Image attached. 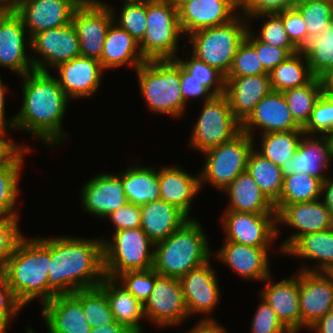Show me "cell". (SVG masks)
Here are the masks:
<instances>
[{"label":"cell","instance_id":"cell-32","mask_svg":"<svg viewBox=\"0 0 333 333\" xmlns=\"http://www.w3.org/2000/svg\"><path fill=\"white\" fill-rule=\"evenodd\" d=\"M223 192L229 196V205L224 211L277 214L274 204L247 171L242 172Z\"/></svg>","mask_w":333,"mask_h":333},{"label":"cell","instance_id":"cell-12","mask_svg":"<svg viewBox=\"0 0 333 333\" xmlns=\"http://www.w3.org/2000/svg\"><path fill=\"white\" fill-rule=\"evenodd\" d=\"M145 320L157 327H172L189 318L186 301L178 278L159 275L148 300L144 303Z\"/></svg>","mask_w":333,"mask_h":333},{"label":"cell","instance_id":"cell-37","mask_svg":"<svg viewBox=\"0 0 333 333\" xmlns=\"http://www.w3.org/2000/svg\"><path fill=\"white\" fill-rule=\"evenodd\" d=\"M246 171L273 204L280 199L284 180L281 169L259 154L255 147L248 157Z\"/></svg>","mask_w":333,"mask_h":333},{"label":"cell","instance_id":"cell-58","mask_svg":"<svg viewBox=\"0 0 333 333\" xmlns=\"http://www.w3.org/2000/svg\"><path fill=\"white\" fill-rule=\"evenodd\" d=\"M180 82L181 94L186 104L189 103V100H193V98L200 100L203 99V103L214 96V94L205 85L189 74L182 66Z\"/></svg>","mask_w":333,"mask_h":333},{"label":"cell","instance_id":"cell-17","mask_svg":"<svg viewBox=\"0 0 333 333\" xmlns=\"http://www.w3.org/2000/svg\"><path fill=\"white\" fill-rule=\"evenodd\" d=\"M31 37L17 13H8L0 21V66L24 76L34 70Z\"/></svg>","mask_w":333,"mask_h":333},{"label":"cell","instance_id":"cell-47","mask_svg":"<svg viewBox=\"0 0 333 333\" xmlns=\"http://www.w3.org/2000/svg\"><path fill=\"white\" fill-rule=\"evenodd\" d=\"M183 59V60H182ZM177 57L176 60L180 65L194 78L205 85L214 95L225 94V76L217 69L209 66L201 60H198L191 54L190 60L188 55L185 58Z\"/></svg>","mask_w":333,"mask_h":333},{"label":"cell","instance_id":"cell-71","mask_svg":"<svg viewBox=\"0 0 333 333\" xmlns=\"http://www.w3.org/2000/svg\"><path fill=\"white\" fill-rule=\"evenodd\" d=\"M25 333H36V331H34V329H32V327L27 326L26 328V332Z\"/></svg>","mask_w":333,"mask_h":333},{"label":"cell","instance_id":"cell-72","mask_svg":"<svg viewBox=\"0 0 333 333\" xmlns=\"http://www.w3.org/2000/svg\"><path fill=\"white\" fill-rule=\"evenodd\" d=\"M329 273L333 276V269Z\"/></svg>","mask_w":333,"mask_h":333},{"label":"cell","instance_id":"cell-36","mask_svg":"<svg viewBox=\"0 0 333 333\" xmlns=\"http://www.w3.org/2000/svg\"><path fill=\"white\" fill-rule=\"evenodd\" d=\"M268 74L272 90L278 92L304 86L315 77L300 50L289 55Z\"/></svg>","mask_w":333,"mask_h":333},{"label":"cell","instance_id":"cell-29","mask_svg":"<svg viewBox=\"0 0 333 333\" xmlns=\"http://www.w3.org/2000/svg\"><path fill=\"white\" fill-rule=\"evenodd\" d=\"M160 199L182 210L190 219V210L201 191L199 174H189L179 165L160 167L158 171Z\"/></svg>","mask_w":333,"mask_h":333},{"label":"cell","instance_id":"cell-67","mask_svg":"<svg viewBox=\"0 0 333 333\" xmlns=\"http://www.w3.org/2000/svg\"><path fill=\"white\" fill-rule=\"evenodd\" d=\"M175 10H179L185 4H187L190 0H166Z\"/></svg>","mask_w":333,"mask_h":333},{"label":"cell","instance_id":"cell-55","mask_svg":"<svg viewBox=\"0 0 333 333\" xmlns=\"http://www.w3.org/2000/svg\"><path fill=\"white\" fill-rule=\"evenodd\" d=\"M277 14L282 18L283 26L289 39L301 50L309 39L302 15L295 7L285 9Z\"/></svg>","mask_w":333,"mask_h":333},{"label":"cell","instance_id":"cell-28","mask_svg":"<svg viewBox=\"0 0 333 333\" xmlns=\"http://www.w3.org/2000/svg\"><path fill=\"white\" fill-rule=\"evenodd\" d=\"M225 95L233 116L242 123L261 99L272 91L269 74L225 77Z\"/></svg>","mask_w":333,"mask_h":333},{"label":"cell","instance_id":"cell-62","mask_svg":"<svg viewBox=\"0 0 333 333\" xmlns=\"http://www.w3.org/2000/svg\"><path fill=\"white\" fill-rule=\"evenodd\" d=\"M8 92V86L6 84H3V81L0 77V124L7 125L10 127H13V123L15 120V115L12 116V118H6L5 115V100H6V94Z\"/></svg>","mask_w":333,"mask_h":333},{"label":"cell","instance_id":"cell-46","mask_svg":"<svg viewBox=\"0 0 333 333\" xmlns=\"http://www.w3.org/2000/svg\"><path fill=\"white\" fill-rule=\"evenodd\" d=\"M263 18L264 22L260 28V32H252L260 41L272 46L285 48L290 54L296 53L299 49L291 42L288 34L283 26L282 18L277 13H262L250 16L248 22L253 19Z\"/></svg>","mask_w":333,"mask_h":333},{"label":"cell","instance_id":"cell-16","mask_svg":"<svg viewBox=\"0 0 333 333\" xmlns=\"http://www.w3.org/2000/svg\"><path fill=\"white\" fill-rule=\"evenodd\" d=\"M210 263L211 260L179 278L189 318L194 314H205L200 320H215L209 316L219 305L221 293L216 272Z\"/></svg>","mask_w":333,"mask_h":333},{"label":"cell","instance_id":"cell-42","mask_svg":"<svg viewBox=\"0 0 333 333\" xmlns=\"http://www.w3.org/2000/svg\"><path fill=\"white\" fill-rule=\"evenodd\" d=\"M300 51L315 77L320 78L333 68V23L320 35L309 38Z\"/></svg>","mask_w":333,"mask_h":333},{"label":"cell","instance_id":"cell-3","mask_svg":"<svg viewBox=\"0 0 333 333\" xmlns=\"http://www.w3.org/2000/svg\"><path fill=\"white\" fill-rule=\"evenodd\" d=\"M48 267L49 237L30 239L23 235L7 260L4 273L24 308L37 298L42 306L55 296L47 288Z\"/></svg>","mask_w":333,"mask_h":333},{"label":"cell","instance_id":"cell-40","mask_svg":"<svg viewBox=\"0 0 333 333\" xmlns=\"http://www.w3.org/2000/svg\"><path fill=\"white\" fill-rule=\"evenodd\" d=\"M303 130L272 132L261 134L259 149L255 150L264 158L281 167L294 155L301 140Z\"/></svg>","mask_w":333,"mask_h":333},{"label":"cell","instance_id":"cell-27","mask_svg":"<svg viewBox=\"0 0 333 333\" xmlns=\"http://www.w3.org/2000/svg\"><path fill=\"white\" fill-rule=\"evenodd\" d=\"M41 315L48 333H90L92 329L73 293L55 295L42 305Z\"/></svg>","mask_w":333,"mask_h":333},{"label":"cell","instance_id":"cell-53","mask_svg":"<svg viewBox=\"0 0 333 333\" xmlns=\"http://www.w3.org/2000/svg\"><path fill=\"white\" fill-rule=\"evenodd\" d=\"M252 318L250 333H292L263 298Z\"/></svg>","mask_w":333,"mask_h":333},{"label":"cell","instance_id":"cell-6","mask_svg":"<svg viewBox=\"0 0 333 333\" xmlns=\"http://www.w3.org/2000/svg\"><path fill=\"white\" fill-rule=\"evenodd\" d=\"M249 24L239 12L225 24L196 30L185 38L192 46L193 56L226 76L239 45L245 40Z\"/></svg>","mask_w":333,"mask_h":333},{"label":"cell","instance_id":"cell-1","mask_svg":"<svg viewBox=\"0 0 333 333\" xmlns=\"http://www.w3.org/2000/svg\"><path fill=\"white\" fill-rule=\"evenodd\" d=\"M21 78L23 99L12 128L28 132L47 148L65 142L67 135L62 130L63 118L71 101L55 75L34 69Z\"/></svg>","mask_w":333,"mask_h":333},{"label":"cell","instance_id":"cell-4","mask_svg":"<svg viewBox=\"0 0 333 333\" xmlns=\"http://www.w3.org/2000/svg\"><path fill=\"white\" fill-rule=\"evenodd\" d=\"M207 234L193 217L165 240L154 244L153 269L162 276L181 278L211 259Z\"/></svg>","mask_w":333,"mask_h":333},{"label":"cell","instance_id":"cell-70","mask_svg":"<svg viewBox=\"0 0 333 333\" xmlns=\"http://www.w3.org/2000/svg\"><path fill=\"white\" fill-rule=\"evenodd\" d=\"M8 14V12L4 10H0V21Z\"/></svg>","mask_w":333,"mask_h":333},{"label":"cell","instance_id":"cell-59","mask_svg":"<svg viewBox=\"0 0 333 333\" xmlns=\"http://www.w3.org/2000/svg\"><path fill=\"white\" fill-rule=\"evenodd\" d=\"M8 129L12 130L13 128L0 124V168L11 163L26 147L32 148L28 144L20 145V143L10 140L13 138L6 136V133H9ZM7 138H9V140Z\"/></svg>","mask_w":333,"mask_h":333},{"label":"cell","instance_id":"cell-68","mask_svg":"<svg viewBox=\"0 0 333 333\" xmlns=\"http://www.w3.org/2000/svg\"><path fill=\"white\" fill-rule=\"evenodd\" d=\"M324 136L327 139L328 147H329L332 159H333V129L331 131L327 132Z\"/></svg>","mask_w":333,"mask_h":333},{"label":"cell","instance_id":"cell-15","mask_svg":"<svg viewBox=\"0 0 333 333\" xmlns=\"http://www.w3.org/2000/svg\"><path fill=\"white\" fill-rule=\"evenodd\" d=\"M282 224L296 230L281 242L278 251L284 254L301 236L332 228L333 217L322 199H319L285 205L277 213V226Z\"/></svg>","mask_w":333,"mask_h":333},{"label":"cell","instance_id":"cell-57","mask_svg":"<svg viewBox=\"0 0 333 333\" xmlns=\"http://www.w3.org/2000/svg\"><path fill=\"white\" fill-rule=\"evenodd\" d=\"M105 219H110L109 221H111L115 228L114 231L141 228L140 206L128 202L110 213Z\"/></svg>","mask_w":333,"mask_h":333},{"label":"cell","instance_id":"cell-39","mask_svg":"<svg viewBox=\"0 0 333 333\" xmlns=\"http://www.w3.org/2000/svg\"><path fill=\"white\" fill-rule=\"evenodd\" d=\"M322 181L304 173L284 177L280 199L274 204L276 213L285 205L321 199Z\"/></svg>","mask_w":333,"mask_h":333},{"label":"cell","instance_id":"cell-9","mask_svg":"<svg viewBox=\"0 0 333 333\" xmlns=\"http://www.w3.org/2000/svg\"><path fill=\"white\" fill-rule=\"evenodd\" d=\"M147 27L139 42L140 51L146 60L176 59L180 37L178 11L166 0L147 1Z\"/></svg>","mask_w":333,"mask_h":333},{"label":"cell","instance_id":"cell-66","mask_svg":"<svg viewBox=\"0 0 333 333\" xmlns=\"http://www.w3.org/2000/svg\"><path fill=\"white\" fill-rule=\"evenodd\" d=\"M320 78L323 85V92L327 95L333 96V68L328 70Z\"/></svg>","mask_w":333,"mask_h":333},{"label":"cell","instance_id":"cell-43","mask_svg":"<svg viewBox=\"0 0 333 333\" xmlns=\"http://www.w3.org/2000/svg\"><path fill=\"white\" fill-rule=\"evenodd\" d=\"M73 294L81 301L83 313L91 328L116 322L106 293L99 286L81 289Z\"/></svg>","mask_w":333,"mask_h":333},{"label":"cell","instance_id":"cell-50","mask_svg":"<svg viewBox=\"0 0 333 333\" xmlns=\"http://www.w3.org/2000/svg\"><path fill=\"white\" fill-rule=\"evenodd\" d=\"M302 129L308 135H325L333 129V96L322 94Z\"/></svg>","mask_w":333,"mask_h":333},{"label":"cell","instance_id":"cell-41","mask_svg":"<svg viewBox=\"0 0 333 333\" xmlns=\"http://www.w3.org/2000/svg\"><path fill=\"white\" fill-rule=\"evenodd\" d=\"M323 93V85L319 77H314L304 86L283 92L294 120L302 128L309 121L313 108Z\"/></svg>","mask_w":333,"mask_h":333},{"label":"cell","instance_id":"cell-24","mask_svg":"<svg viewBox=\"0 0 333 333\" xmlns=\"http://www.w3.org/2000/svg\"><path fill=\"white\" fill-rule=\"evenodd\" d=\"M83 0H26L17 14L30 37L47 29L66 26Z\"/></svg>","mask_w":333,"mask_h":333},{"label":"cell","instance_id":"cell-48","mask_svg":"<svg viewBox=\"0 0 333 333\" xmlns=\"http://www.w3.org/2000/svg\"><path fill=\"white\" fill-rule=\"evenodd\" d=\"M268 74L260 61L256 49L245 39L238 47L231 67L225 77H242Z\"/></svg>","mask_w":333,"mask_h":333},{"label":"cell","instance_id":"cell-11","mask_svg":"<svg viewBox=\"0 0 333 333\" xmlns=\"http://www.w3.org/2000/svg\"><path fill=\"white\" fill-rule=\"evenodd\" d=\"M220 223L225 232V241L253 247H271L281 234L277 214L224 211Z\"/></svg>","mask_w":333,"mask_h":333},{"label":"cell","instance_id":"cell-7","mask_svg":"<svg viewBox=\"0 0 333 333\" xmlns=\"http://www.w3.org/2000/svg\"><path fill=\"white\" fill-rule=\"evenodd\" d=\"M106 277L116 279L127 271H145L154 265V243L141 228L114 231L110 240L100 237Z\"/></svg>","mask_w":333,"mask_h":333},{"label":"cell","instance_id":"cell-38","mask_svg":"<svg viewBox=\"0 0 333 333\" xmlns=\"http://www.w3.org/2000/svg\"><path fill=\"white\" fill-rule=\"evenodd\" d=\"M33 149L26 147L11 163L0 168V217L19 216L20 210L16 206L20 194L21 169L25 154L31 153Z\"/></svg>","mask_w":333,"mask_h":333},{"label":"cell","instance_id":"cell-56","mask_svg":"<svg viewBox=\"0 0 333 333\" xmlns=\"http://www.w3.org/2000/svg\"><path fill=\"white\" fill-rule=\"evenodd\" d=\"M298 0H240V12L248 19L262 13H278L293 8Z\"/></svg>","mask_w":333,"mask_h":333},{"label":"cell","instance_id":"cell-61","mask_svg":"<svg viewBox=\"0 0 333 333\" xmlns=\"http://www.w3.org/2000/svg\"><path fill=\"white\" fill-rule=\"evenodd\" d=\"M308 330L315 333H333V311L321 317Z\"/></svg>","mask_w":333,"mask_h":333},{"label":"cell","instance_id":"cell-25","mask_svg":"<svg viewBox=\"0 0 333 333\" xmlns=\"http://www.w3.org/2000/svg\"><path fill=\"white\" fill-rule=\"evenodd\" d=\"M331 161L332 156L324 135L318 137V135L303 134L296 152L283 163L280 169L283 177L304 173L323 182L330 177L325 171H329Z\"/></svg>","mask_w":333,"mask_h":333},{"label":"cell","instance_id":"cell-45","mask_svg":"<svg viewBox=\"0 0 333 333\" xmlns=\"http://www.w3.org/2000/svg\"><path fill=\"white\" fill-rule=\"evenodd\" d=\"M102 6L110 8L113 22L126 30L137 42H140L147 27V1L140 3L123 4L118 15L109 3L97 0ZM118 17V18H117Z\"/></svg>","mask_w":333,"mask_h":333},{"label":"cell","instance_id":"cell-65","mask_svg":"<svg viewBox=\"0 0 333 333\" xmlns=\"http://www.w3.org/2000/svg\"><path fill=\"white\" fill-rule=\"evenodd\" d=\"M26 0H0V10L17 13Z\"/></svg>","mask_w":333,"mask_h":333},{"label":"cell","instance_id":"cell-10","mask_svg":"<svg viewBox=\"0 0 333 333\" xmlns=\"http://www.w3.org/2000/svg\"><path fill=\"white\" fill-rule=\"evenodd\" d=\"M202 106L188 142L190 148L200 153L232 140L241 132V123L233 116L225 94L214 95Z\"/></svg>","mask_w":333,"mask_h":333},{"label":"cell","instance_id":"cell-54","mask_svg":"<svg viewBox=\"0 0 333 333\" xmlns=\"http://www.w3.org/2000/svg\"><path fill=\"white\" fill-rule=\"evenodd\" d=\"M252 26L246 33L245 39L256 49L258 57L263 64L264 69L269 73L291 55L285 48L272 46L260 41L253 33Z\"/></svg>","mask_w":333,"mask_h":333},{"label":"cell","instance_id":"cell-14","mask_svg":"<svg viewBox=\"0 0 333 333\" xmlns=\"http://www.w3.org/2000/svg\"><path fill=\"white\" fill-rule=\"evenodd\" d=\"M113 22L110 8L98 1H82L72 17L80 42L81 56L100 61L107 31Z\"/></svg>","mask_w":333,"mask_h":333},{"label":"cell","instance_id":"cell-33","mask_svg":"<svg viewBox=\"0 0 333 333\" xmlns=\"http://www.w3.org/2000/svg\"><path fill=\"white\" fill-rule=\"evenodd\" d=\"M98 286L106 293L115 320L134 333H144L141 324L145 319L144 305L117 279L105 276Z\"/></svg>","mask_w":333,"mask_h":333},{"label":"cell","instance_id":"cell-31","mask_svg":"<svg viewBox=\"0 0 333 333\" xmlns=\"http://www.w3.org/2000/svg\"><path fill=\"white\" fill-rule=\"evenodd\" d=\"M141 229L155 244L169 237L190 218L176 206L161 199L140 206Z\"/></svg>","mask_w":333,"mask_h":333},{"label":"cell","instance_id":"cell-13","mask_svg":"<svg viewBox=\"0 0 333 333\" xmlns=\"http://www.w3.org/2000/svg\"><path fill=\"white\" fill-rule=\"evenodd\" d=\"M31 60L35 70L49 71L81 55L80 42L72 23L47 29L31 38Z\"/></svg>","mask_w":333,"mask_h":333},{"label":"cell","instance_id":"cell-69","mask_svg":"<svg viewBox=\"0 0 333 333\" xmlns=\"http://www.w3.org/2000/svg\"><path fill=\"white\" fill-rule=\"evenodd\" d=\"M123 2V4H130V3H140L148 0H120Z\"/></svg>","mask_w":333,"mask_h":333},{"label":"cell","instance_id":"cell-35","mask_svg":"<svg viewBox=\"0 0 333 333\" xmlns=\"http://www.w3.org/2000/svg\"><path fill=\"white\" fill-rule=\"evenodd\" d=\"M122 186L128 202L142 206L160 200L158 170L135 164L122 172Z\"/></svg>","mask_w":333,"mask_h":333},{"label":"cell","instance_id":"cell-23","mask_svg":"<svg viewBox=\"0 0 333 333\" xmlns=\"http://www.w3.org/2000/svg\"><path fill=\"white\" fill-rule=\"evenodd\" d=\"M240 12V0H190L178 10L180 28L190 33L232 20Z\"/></svg>","mask_w":333,"mask_h":333},{"label":"cell","instance_id":"cell-52","mask_svg":"<svg viewBox=\"0 0 333 333\" xmlns=\"http://www.w3.org/2000/svg\"><path fill=\"white\" fill-rule=\"evenodd\" d=\"M23 307L8 285L4 271H0V333H6L8 326Z\"/></svg>","mask_w":333,"mask_h":333},{"label":"cell","instance_id":"cell-63","mask_svg":"<svg viewBox=\"0 0 333 333\" xmlns=\"http://www.w3.org/2000/svg\"><path fill=\"white\" fill-rule=\"evenodd\" d=\"M321 199L323 203L327 206L333 217V177H328L322 183Z\"/></svg>","mask_w":333,"mask_h":333},{"label":"cell","instance_id":"cell-19","mask_svg":"<svg viewBox=\"0 0 333 333\" xmlns=\"http://www.w3.org/2000/svg\"><path fill=\"white\" fill-rule=\"evenodd\" d=\"M80 191L83 210L96 218L104 219L128 203L122 186V172L98 173Z\"/></svg>","mask_w":333,"mask_h":333},{"label":"cell","instance_id":"cell-49","mask_svg":"<svg viewBox=\"0 0 333 333\" xmlns=\"http://www.w3.org/2000/svg\"><path fill=\"white\" fill-rule=\"evenodd\" d=\"M116 279L144 305L152 293L156 271L153 268L145 271H127Z\"/></svg>","mask_w":333,"mask_h":333},{"label":"cell","instance_id":"cell-18","mask_svg":"<svg viewBox=\"0 0 333 333\" xmlns=\"http://www.w3.org/2000/svg\"><path fill=\"white\" fill-rule=\"evenodd\" d=\"M333 276L329 272L299 271L301 329H309L332 309Z\"/></svg>","mask_w":333,"mask_h":333},{"label":"cell","instance_id":"cell-60","mask_svg":"<svg viewBox=\"0 0 333 333\" xmlns=\"http://www.w3.org/2000/svg\"><path fill=\"white\" fill-rule=\"evenodd\" d=\"M186 333H229L217 320H199Z\"/></svg>","mask_w":333,"mask_h":333},{"label":"cell","instance_id":"cell-44","mask_svg":"<svg viewBox=\"0 0 333 333\" xmlns=\"http://www.w3.org/2000/svg\"><path fill=\"white\" fill-rule=\"evenodd\" d=\"M294 7L305 21L309 38L320 35L333 23V0H298Z\"/></svg>","mask_w":333,"mask_h":333},{"label":"cell","instance_id":"cell-8","mask_svg":"<svg viewBox=\"0 0 333 333\" xmlns=\"http://www.w3.org/2000/svg\"><path fill=\"white\" fill-rule=\"evenodd\" d=\"M255 141V137L241 131L232 140L202 152L206 160L199 170L200 187L208 184L223 192L246 171L248 157L256 147Z\"/></svg>","mask_w":333,"mask_h":333},{"label":"cell","instance_id":"cell-64","mask_svg":"<svg viewBox=\"0 0 333 333\" xmlns=\"http://www.w3.org/2000/svg\"><path fill=\"white\" fill-rule=\"evenodd\" d=\"M90 333H134V332L131 331L127 326L120 324L116 321L115 323L106 326L94 327L91 329Z\"/></svg>","mask_w":333,"mask_h":333},{"label":"cell","instance_id":"cell-22","mask_svg":"<svg viewBox=\"0 0 333 333\" xmlns=\"http://www.w3.org/2000/svg\"><path fill=\"white\" fill-rule=\"evenodd\" d=\"M270 249L271 247H253L225 241L213 255L239 277L262 282L271 275Z\"/></svg>","mask_w":333,"mask_h":333},{"label":"cell","instance_id":"cell-34","mask_svg":"<svg viewBox=\"0 0 333 333\" xmlns=\"http://www.w3.org/2000/svg\"><path fill=\"white\" fill-rule=\"evenodd\" d=\"M284 255L313 260L317 266H302L299 271L330 272L333 269V227L301 236Z\"/></svg>","mask_w":333,"mask_h":333},{"label":"cell","instance_id":"cell-26","mask_svg":"<svg viewBox=\"0 0 333 333\" xmlns=\"http://www.w3.org/2000/svg\"><path fill=\"white\" fill-rule=\"evenodd\" d=\"M273 274L265 278L264 288L260 291L263 298L274 310L281 322L292 332L301 329L299 306V271L296 275L274 282Z\"/></svg>","mask_w":333,"mask_h":333},{"label":"cell","instance_id":"cell-5","mask_svg":"<svg viewBox=\"0 0 333 333\" xmlns=\"http://www.w3.org/2000/svg\"><path fill=\"white\" fill-rule=\"evenodd\" d=\"M140 94L153 113L183 116L181 65L176 59L146 60L136 70Z\"/></svg>","mask_w":333,"mask_h":333},{"label":"cell","instance_id":"cell-2","mask_svg":"<svg viewBox=\"0 0 333 333\" xmlns=\"http://www.w3.org/2000/svg\"><path fill=\"white\" fill-rule=\"evenodd\" d=\"M48 270L47 288L54 295L98 286L105 277L101 238L49 237Z\"/></svg>","mask_w":333,"mask_h":333},{"label":"cell","instance_id":"cell-21","mask_svg":"<svg viewBox=\"0 0 333 333\" xmlns=\"http://www.w3.org/2000/svg\"><path fill=\"white\" fill-rule=\"evenodd\" d=\"M54 69L58 72V84L70 100H81L95 95L105 72L100 61L81 55L60 63Z\"/></svg>","mask_w":333,"mask_h":333},{"label":"cell","instance_id":"cell-51","mask_svg":"<svg viewBox=\"0 0 333 333\" xmlns=\"http://www.w3.org/2000/svg\"><path fill=\"white\" fill-rule=\"evenodd\" d=\"M20 216L0 217V271H4L17 242L23 236L19 228Z\"/></svg>","mask_w":333,"mask_h":333},{"label":"cell","instance_id":"cell-20","mask_svg":"<svg viewBox=\"0 0 333 333\" xmlns=\"http://www.w3.org/2000/svg\"><path fill=\"white\" fill-rule=\"evenodd\" d=\"M261 134L303 130L294 120L283 92L271 91L255 106L241 123V131L254 138V131Z\"/></svg>","mask_w":333,"mask_h":333},{"label":"cell","instance_id":"cell-30","mask_svg":"<svg viewBox=\"0 0 333 333\" xmlns=\"http://www.w3.org/2000/svg\"><path fill=\"white\" fill-rule=\"evenodd\" d=\"M145 61L139 42L126 30L112 22L103 44L100 58L102 68L107 71L126 65L136 70Z\"/></svg>","mask_w":333,"mask_h":333}]
</instances>
